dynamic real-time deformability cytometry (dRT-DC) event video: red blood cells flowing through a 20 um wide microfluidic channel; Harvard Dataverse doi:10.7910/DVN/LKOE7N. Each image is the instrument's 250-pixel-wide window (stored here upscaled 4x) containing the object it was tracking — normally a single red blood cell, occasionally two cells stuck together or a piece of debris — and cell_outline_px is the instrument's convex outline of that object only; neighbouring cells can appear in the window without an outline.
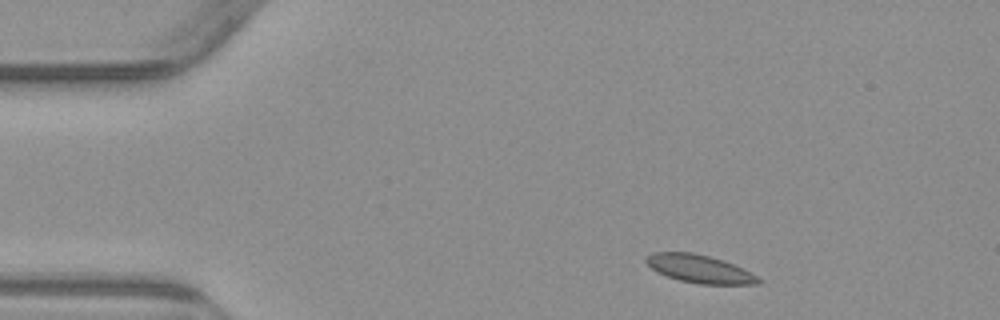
{"species": "common noctule bat (a hibernating species)", "species_latin": "Nyctalus noctula", "temperature_condition": "warm", "stored_images_in_passage": 3, "camera_frame_rate_fps": 3000, "um_per_image_px": 0.085, "animal": {"sex": "male", "body_mass_g": 23.1, "forearm_length_mm": 52.7}, "frame": {"image": 1, "passage_image": 1, "time_ms": 0.0, "image_size_px": [1000, 320], "cell_outline_px": [[764, 280], [760, 284], [700, 284], [680, 280], [656, 272], [644, 260], [644, 256], [652, 252], [692, 252], [724, 260]], "centroid_in_image_um": [59.42, 22.85], "position_along_channel_um": 25.6, "area_um2": 18.21}}
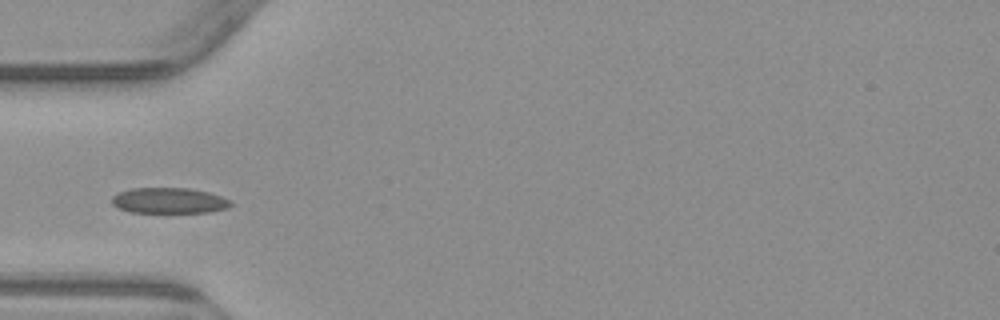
{"frame": {"image": 2, "passage_image": 3, "time_ms": 3.0, "image_size_px": [1000, 320], "cell_outline_px": [[232, 204], [228, 208], [208, 212], [132, 212], [120, 208], [112, 204], [112, 196], [120, 192], [132, 188], [188, 188], [208, 192], [232, 200]], "centroid_in_image_um": [14.4, 17.04], "position_along_channel_um": 70.6, "area_um2": 17.63}}